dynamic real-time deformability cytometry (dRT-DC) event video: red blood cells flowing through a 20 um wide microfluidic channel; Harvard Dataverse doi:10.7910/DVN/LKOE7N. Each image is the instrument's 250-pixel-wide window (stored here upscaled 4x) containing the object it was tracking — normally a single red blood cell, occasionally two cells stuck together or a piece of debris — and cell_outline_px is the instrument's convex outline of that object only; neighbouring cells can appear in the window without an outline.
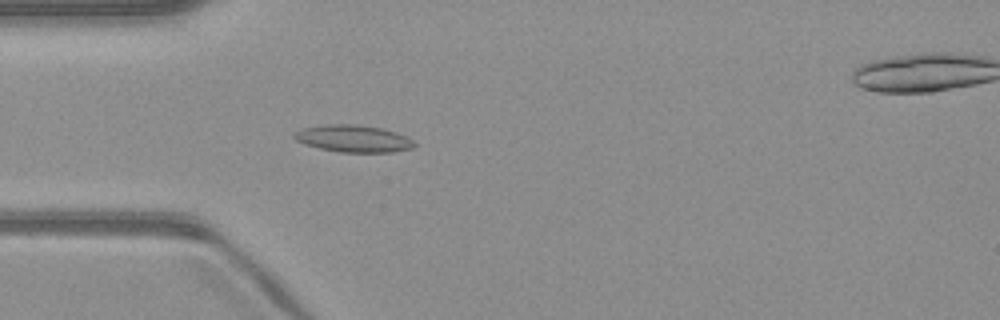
{"species": "common noctule bat (a hibernating species)", "species_latin": "Nyctalus noctula", "temperature_condition": "warm", "stored_images_in_passage": 52, "camera_frame_rate_fps": 3000, "um_per_image_px": 0.085, "animal": {"sex": "male", "body_mass_g": 23.1, "forearm_length_mm": 52.7}, "frame": {"image": 1, "passage_image": 15, "time_ms": 4.667, "image_size_px": [1000, 320], "cell_outline_px": [[416, 148], [392, 152], [340, 152], [320, 148], [304, 144], [296, 140], [292, 136], [292, 132], [300, 128], [324, 124], [356, 124], [384, 128], [396, 132], [412, 140], [416, 144]], "centroid_in_image_um": [30.01, 11.77], "position_along_channel_um": 55.0, "area_um2": 19.25}}
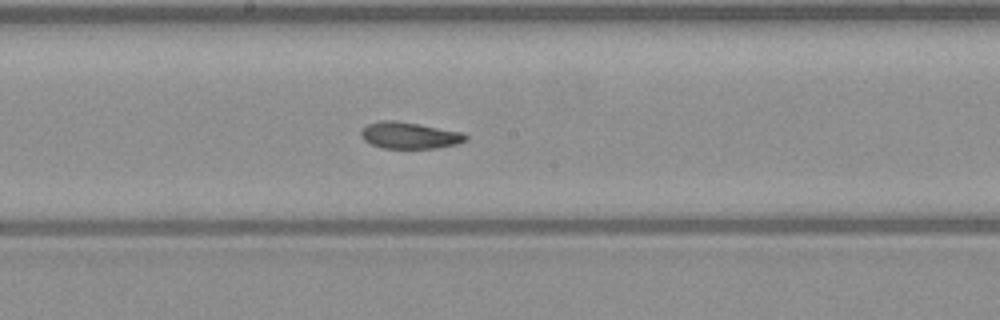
{"frame": {"image": 2, "passage_image": 27, "time_ms": 8.667, "image_size_px": [1000, 320], "cell_outline_px": [[468, 140], [456, 144], [436, 148], [384, 148], [372, 144], [364, 140], [360, 136], [360, 132], [368, 124], [380, 120], [396, 120], [464, 132], [468, 136]], "centroid_in_image_um": [34.83, 11.5], "position_along_channel_um": 213.4, "area_um2": 16.24}}
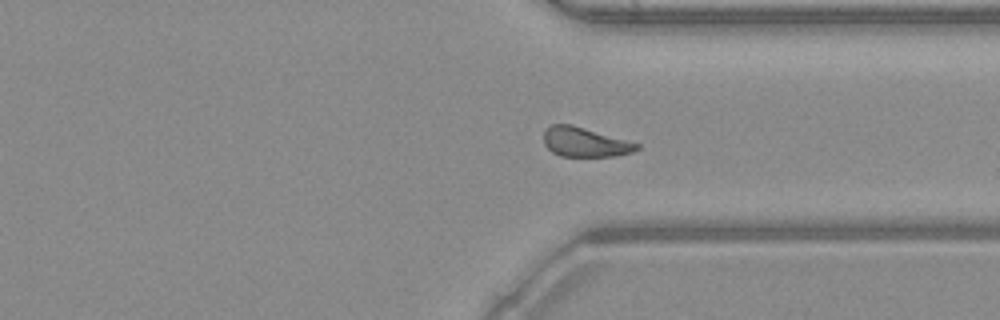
{"frame": {"image": 3, "passage_image": 38, "time_ms": 12.333, "image_size_px": [1000, 320], "cell_outline_px": [[640, 148], [632, 152], [616, 156], [560, 156], [552, 152], [544, 144], [544, 128], [552, 124], [572, 124], [640, 144]], "centroid_in_image_um": [49.7, 12.07], "position_along_channel_um": 361.7, "area_um2": 16.01}, "authors_computed_cell_mechanics": {"area_um2": 16.9065, "velocity_mm_per_s": 4.049, "shape_relaxation_time_tau1_ms": 4.5477, "shape_relaxation_time_tau2_ms": 1.9753, "deformation_change_tau1": 0.1314, "deformation_change_tau2": 0.0809}}